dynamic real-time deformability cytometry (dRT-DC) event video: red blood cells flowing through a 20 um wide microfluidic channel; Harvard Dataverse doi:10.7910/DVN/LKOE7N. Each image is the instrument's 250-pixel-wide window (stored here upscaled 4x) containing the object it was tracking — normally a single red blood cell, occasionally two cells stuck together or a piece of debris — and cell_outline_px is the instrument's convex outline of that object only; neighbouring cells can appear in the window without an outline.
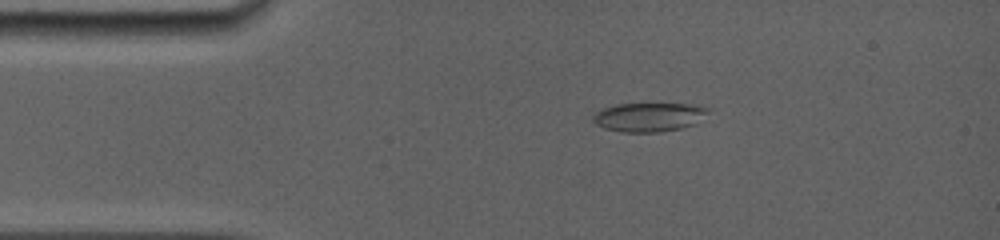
{"species": "common noctule bat (a hibernating species)", "species_latin": "Nyctalus noctula", "temperature_condition": "room temperature", "stored_images_in_passage": 27, "camera_frame_rate_fps": 5000, "um_per_image_px": 0.085, "animal": {"sex": "female", "body_mass_g": 19.0, "forearm_length_mm": 56.7}, "frame": {"image": 1, "passage_image": 3, "time_ms": 2.4, "image_size_px": [1000, 240], "cell_outline_px": [[708, 112], [696, 124], [680, 128], [660, 132], [624, 132], [604, 128], [596, 124], [592, 120], [592, 116], [596, 112], [604, 108], [616, 104], [688, 104], [708, 108]], "centroid_in_image_um": [55.13, 9.95], "position_along_channel_um": 29.9, "area_um2": 19.25}}
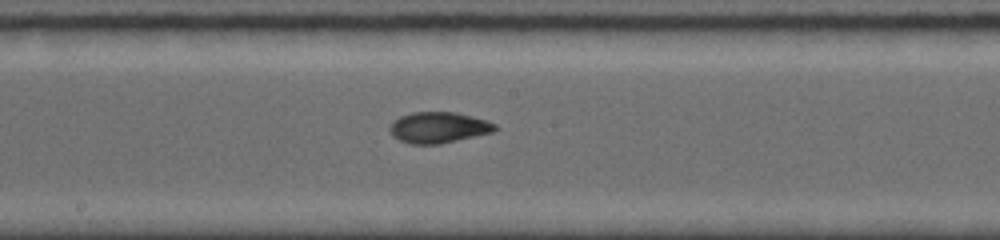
{"frame": {"image": 2, "passage_image": 13, "time_ms": 8.0, "image_size_px": [1000, 240], "cell_outline_px": [[496, 128], [492, 132], [440, 144], [412, 144], [400, 140], [392, 136], [388, 128], [392, 120], [400, 116], [412, 112], [456, 112], [488, 120], [496, 124]], "centroid_in_image_um": [37.24, 10.83], "position_along_channel_um": 211.0, "area_um2": 19.07}}
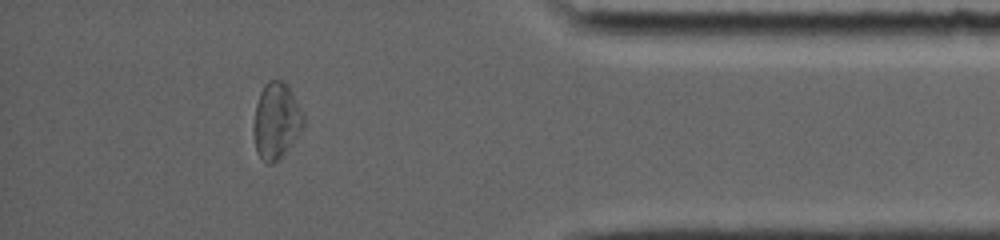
{"frame": {"image": 3, "passage_image": 24, "time_ms": 13.6, "image_size_px": [1000, 240], "cell_outline_px": [[304, 128], [284, 152], [272, 164], [264, 164], [256, 152], [252, 132], [252, 128], [256, 104], [260, 92], [264, 84], [268, 80], [284, 80], [288, 84], [304, 116]], "centroid_in_image_um": [23.45, 10.26], "position_along_channel_um": 411.7, "area_um2": 22.37}, "authors_computed_cell_mechanics": {"area_um2": 19.1318, "velocity_mm_per_s": 3.9564, "shape_relaxation_time_tau1_ms": 5.949, "shape_relaxation_time_tau2_ms": 1.7501, "deformation_change_tau1": 0.1788, "deformation_change_tau2": 0.0578}}